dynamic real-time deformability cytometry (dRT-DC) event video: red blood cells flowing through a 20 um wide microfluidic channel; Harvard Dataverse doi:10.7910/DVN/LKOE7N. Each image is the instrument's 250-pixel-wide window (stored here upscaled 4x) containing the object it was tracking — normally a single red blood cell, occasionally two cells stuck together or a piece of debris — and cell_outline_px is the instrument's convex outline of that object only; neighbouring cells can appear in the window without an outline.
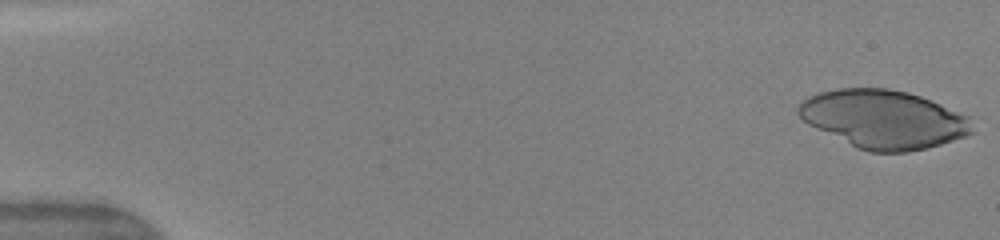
{"species": "human", "species_latin": "Homo sapiens", "temperature_condition": "warm", "stored_images_in_passage": 24, "camera_frame_rate_fps": 3000, "um_per_image_px": 0.085, "donor": {"sex": "female"}, "frame": {"image": 1, "passage_image": 1, "time_ms": 0.0, "image_size_px": [1000, 240], "cell_outline_px": [[972, 132], [968, 136], [940, 144], [924, 148], [904, 152], [868, 152], [856, 148], [808, 124], [796, 112], [796, 108], [808, 96], [820, 92], [836, 88], [888, 88], [908, 92], [932, 100], [968, 116]], "centroid_in_image_um": [75.07, 10.12], "position_along_channel_um": 9.9, "area_um2": 58.9}}